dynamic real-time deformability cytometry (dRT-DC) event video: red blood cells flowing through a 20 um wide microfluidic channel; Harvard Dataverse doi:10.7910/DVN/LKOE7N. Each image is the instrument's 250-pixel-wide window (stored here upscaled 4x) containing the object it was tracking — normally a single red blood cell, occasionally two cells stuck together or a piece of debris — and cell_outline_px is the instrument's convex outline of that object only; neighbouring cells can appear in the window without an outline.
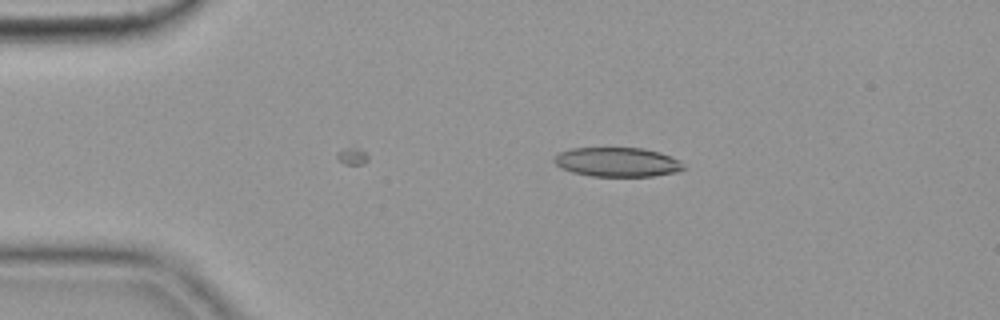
{"species": "common noctule bat (a hibernating species)", "species_latin": "Nyctalus noctula", "temperature_condition": "cold", "stored_images_in_passage": 17, "camera_frame_rate_fps": 3000, "um_per_image_px": 0.085, "animal": {"sex": "female", "body_mass_g": 19.9}, "frame": {"image": 1, "passage_image": 17, "time_ms": 5.333, "image_size_px": [1000, 320], "cell_outline_px": [[688, 168], [680, 172], [652, 176], [592, 176], [572, 172], [560, 168], [552, 160], [560, 152], [572, 148], [644, 148], [660, 152], [680, 160]], "centroid_in_image_um": [52.53, 13.78], "position_along_channel_um": 32.5, "area_um2": 22.31}}